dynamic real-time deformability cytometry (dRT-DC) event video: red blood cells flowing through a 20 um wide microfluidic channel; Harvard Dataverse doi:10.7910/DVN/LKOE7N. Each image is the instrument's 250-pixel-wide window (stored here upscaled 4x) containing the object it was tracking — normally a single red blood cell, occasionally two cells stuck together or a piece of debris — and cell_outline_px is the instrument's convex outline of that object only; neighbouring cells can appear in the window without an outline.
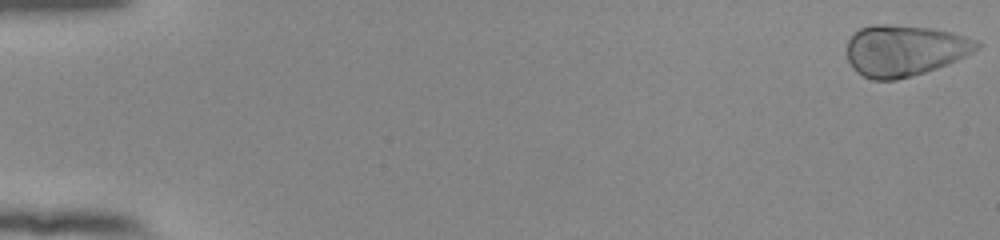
{"species": "human", "species_latin": "Homo sapiens", "temperature_condition": "room temperature", "stored_images_in_passage": 55, "camera_frame_rate_fps": 3000, "um_per_image_px": 0.085, "donor": {"sex": "female"}, "frame": {"image": 1, "passage_image": 1, "time_ms": 0.0, "image_size_px": [1000, 240], "cell_outline_px": [[984, 44], [980, 48], [948, 64], [912, 76], [896, 80], [872, 80], [856, 72], [852, 68], [848, 60], [848, 40], [860, 28], [872, 24], [888, 24], [932, 28], [952, 32], [976, 40]], "centroid_in_image_um": [76.89, 4.29], "position_along_channel_um": 8.1, "area_um2": 38.78}}
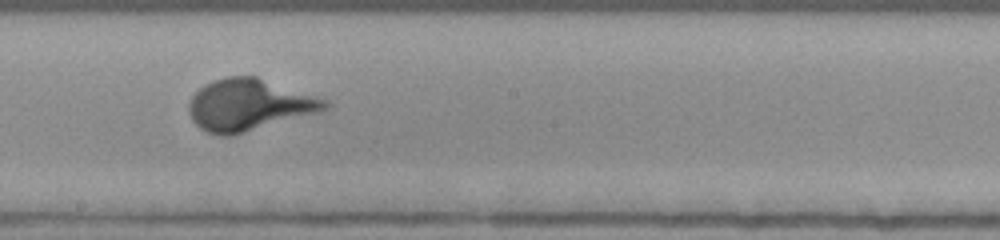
{"frame": {"image": 2, "passage_image": 32, "time_ms": 10.333, "image_size_px": [1000, 240], "cell_outline_px": [[332, 104], [328, 108], [320, 112], [244, 132], [228, 136], [220, 136], [208, 132], [200, 128], [192, 120], [188, 112], [188, 104], [192, 96], [204, 84], [212, 80], [228, 76], [256, 76], [328, 100]], "centroid_in_image_um": [21.16, 8.91], "position_along_channel_um": 227.0, "area_um2": 40.86}}
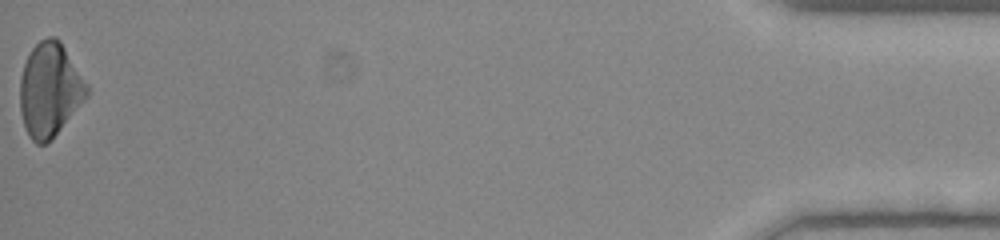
{"frame": {"image": 3, "passage_image": 55, "time_ms": 18.0, "image_size_px": [1000, 240], "cell_outline_px": [[88, 96], [52, 140], [44, 144], [36, 144], [28, 136], [24, 128], [20, 112], [20, 76], [24, 64], [32, 48], [40, 40], [48, 36], [56, 36], [60, 40], [88, 84]], "centroid_in_image_um": [4.22, 7.65], "position_along_channel_um": 431.0, "area_um2": 36.88}}